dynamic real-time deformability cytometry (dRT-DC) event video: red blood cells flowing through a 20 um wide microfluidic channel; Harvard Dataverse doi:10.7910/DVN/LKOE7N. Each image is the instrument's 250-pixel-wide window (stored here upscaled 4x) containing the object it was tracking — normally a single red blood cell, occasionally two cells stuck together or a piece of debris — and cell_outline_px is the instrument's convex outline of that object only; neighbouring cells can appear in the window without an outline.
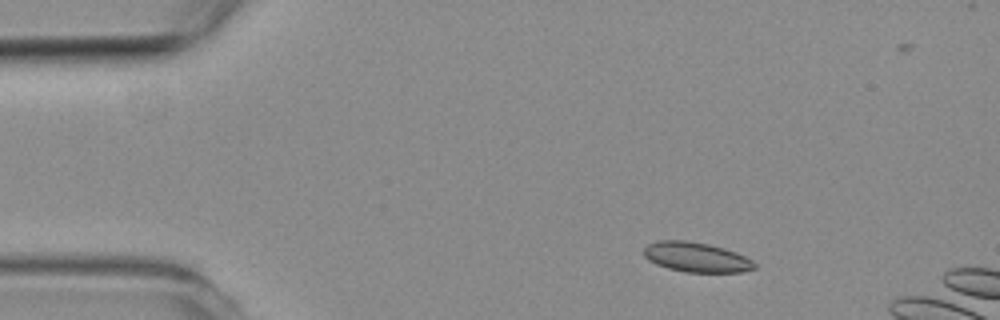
{"species": "common noctule bat (a hibernating species)", "species_latin": "Nyctalus noctula", "temperature_condition": "room temperature", "stored_images_in_passage": 4, "camera_frame_rate_fps": 3000, "um_per_image_px": 0.085, "animal": {"sex": "female", "body_mass_g": 19.3, "forearm_length_mm": 54.1}, "frame": {"image": 1, "passage_image": 2, "time_ms": 1.333, "image_size_px": [1000, 320], "cell_outline_px": [[756, 268], [740, 272], [684, 272], [668, 268], [656, 264], [648, 260], [644, 256], [644, 248], [648, 244], [660, 240], [688, 240], [708, 244], [724, 248], [736, 252], [752, 260], [756, 264]], "centroid_in_image_um": [59.18, 21.86], "position_along_channel_um": 25.8, "area_um2": 19.25}}